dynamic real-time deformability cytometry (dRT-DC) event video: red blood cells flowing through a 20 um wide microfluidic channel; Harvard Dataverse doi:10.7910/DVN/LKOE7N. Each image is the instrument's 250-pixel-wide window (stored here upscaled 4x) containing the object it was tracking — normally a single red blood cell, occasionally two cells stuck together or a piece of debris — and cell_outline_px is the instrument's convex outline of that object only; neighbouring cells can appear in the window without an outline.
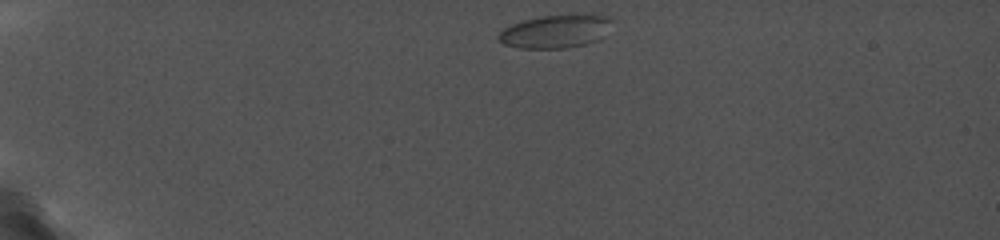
{"species": "common noctule bat (a hibernating species)", "species_latin": "Nyctalus noctula", "temperature_condition": "cold", "stored_images_in_passage": 68, "camera_frame_rate_fps": 5000, "um_per_image_px": 0.085, "animal": {"sex": "female", "body_mass_g": 19.0, "forearm_length_mm": 56.7}, "frame": {"image": 1, "passage_image": 1, "time_ms": 0.0, "image_size_px": [1000, 240], "cell_outline_px": [[612, 20], [604, 36], [596, 40], [584, 44], [564, 48], [520, 48], [504, 44], [496, 36], [504, 28], [512, 24], [524, 20], [540, 16], [600, 12], [612, 16]], "centroid_in_image_um": [47.29, 2.62], "position_along_channel_um": 37.7, "area_um2": 22.37}}
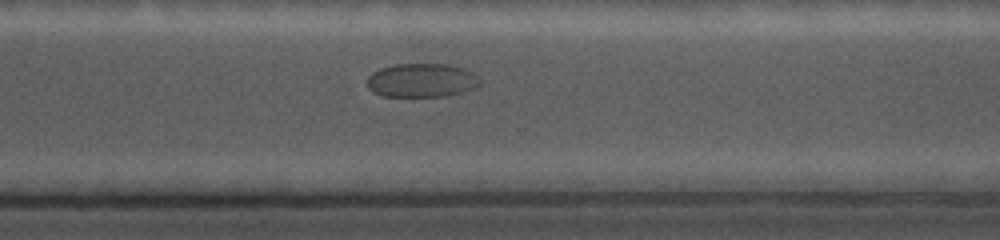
{"frame": {"image": 2, "passage_image": 48, "time_ms": 11.0, "image_size_px": [1000, 240], "cell_outline_px": [[484, 84], [480, 88], [464, 92], [444, 96], [384, 96], [372, 92], [368, 88], [368, 76], [372, 72], [380, 68], [396, 64], [448, 64], [464, 68], [472, 72]], "centroid_in_image_um": [35.9, 6.83], "position_along_channel_um": 334.7, "area_um2": 22.54}}
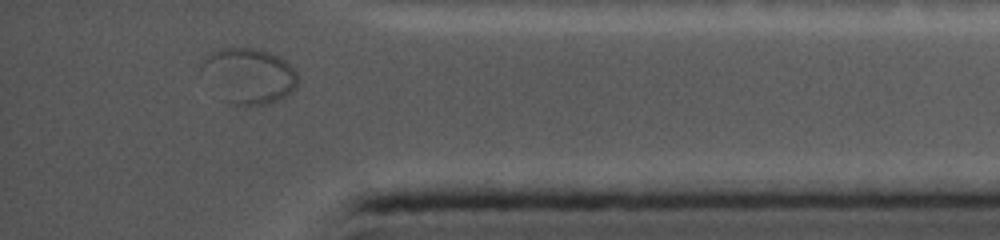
{"frame": {"image": 3, "passage_image": 62, "time_ms": 13.4, "image_size_px": [1000, 240], "cell_outline_px": [[296, 88], [292, 92], [276, 100], [264, 104], [248, 108], [244, 108], [220, 100], [200, 72], [200, 64], [212, 52], [220, 48], [260, 48], [272, 52], [280, 56], [296, 72]], "centroid_in_image_um": [21.09, 6.47], "position_along_channel_um": 414.1, "area_um2": 31.73}}